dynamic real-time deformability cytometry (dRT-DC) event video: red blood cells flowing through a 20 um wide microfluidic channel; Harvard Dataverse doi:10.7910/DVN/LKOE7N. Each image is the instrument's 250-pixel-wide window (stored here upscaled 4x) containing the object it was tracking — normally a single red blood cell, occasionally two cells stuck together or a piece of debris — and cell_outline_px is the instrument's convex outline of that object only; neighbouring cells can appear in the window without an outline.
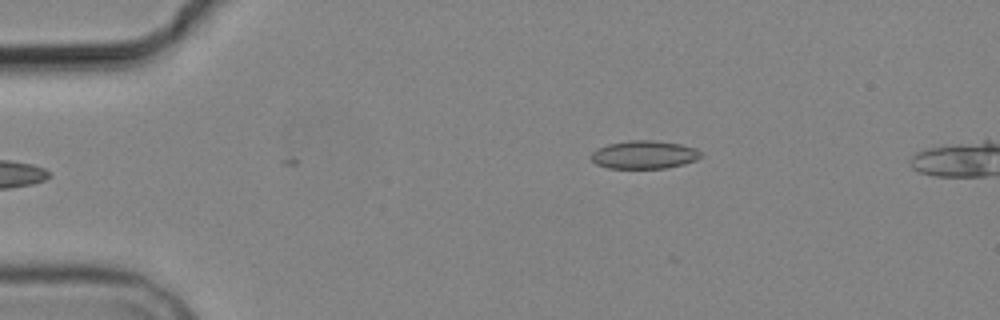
{"species": "common noctule bat (a hibernating species)", "species_latin": "Nyctalus noctula", "temperature_condition": "cold", "stored_images_in_passage": 5, "camera_frame_rate_fps": 3000, "um_per_image_px": 0.085, "animal": {"sex": "male", "body_mass_g": 19.2, "forearm_length_mm": 51.8}, "frame": {"image": 1, "passage_image": 5, "time_ms": 4.667, "image_size_px": [1000, 320], "cell_outline_px": [[704, 156], [696, 160], [684, 164], [668, 168], [608, 168], [596, 164], [588, 156], [596, 148], [608, 144], [628, 140], [656, 140], [680, 144], [696, 148]], "centroid_in_image_um": [54.75, 13.14], "position_along_channel_um": 30.3, "area_um2": 18.26}}